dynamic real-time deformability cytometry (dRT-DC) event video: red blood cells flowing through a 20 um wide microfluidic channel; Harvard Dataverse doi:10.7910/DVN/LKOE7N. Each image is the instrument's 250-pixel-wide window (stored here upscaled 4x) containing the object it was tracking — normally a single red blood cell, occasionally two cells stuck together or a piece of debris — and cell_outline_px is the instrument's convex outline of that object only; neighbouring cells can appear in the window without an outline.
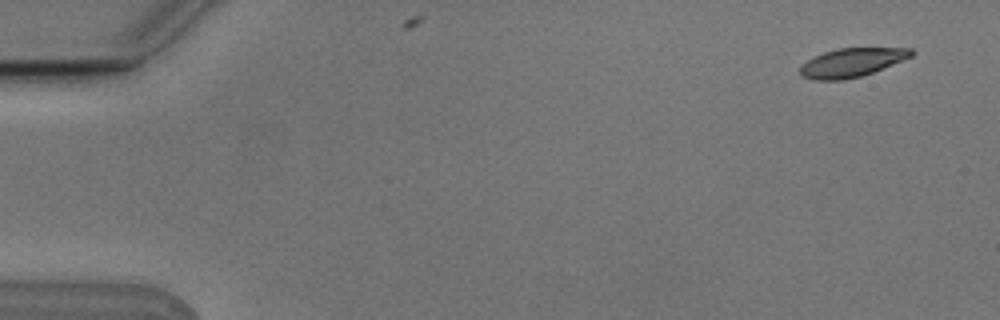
{"species": "Egyptian fruit bat (a non-hibernating species)", "species_latin": "Rousettus aegyptiacus", "temperature_condition": "cold", "stored_images_in_passage": 4, "camera_frame_rate_fps": 3000, "um_per_image_px": 0.085, "animal": {"sex": "male"}, "frame": {"image": 1, "passage_image": 1, "time_ms": 0.0, "image_size_px": [1000, 320], "cell_outline_px": [[916, 52], [912, 56], [872, 72], [860, 76], [844, 80], [812, 80], [800, 76], [800, 68], [808, 60], [824, 52], [840, 48], [912, 48]], "centroid_in_image_um": [72.4, 5.32], "position_along_channel_um": 12.6, "area_um2": 18.38}}
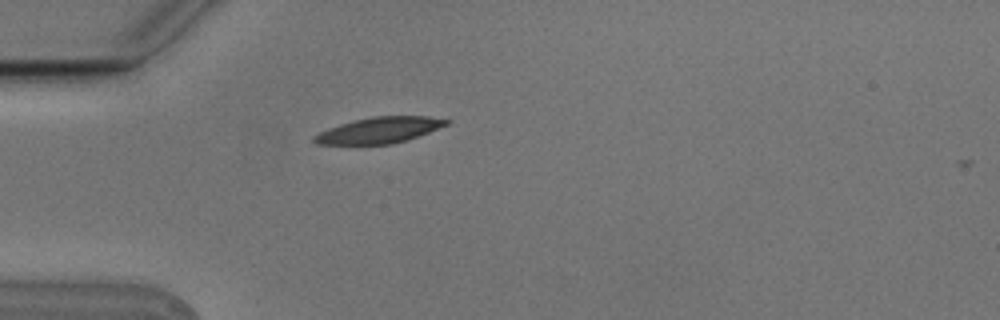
{"frame": {"image": 2, "passage_image": 4, "time_ms": 1.0, "image_size_px": [1000, 320], "cell_outline_px": [[452, 120], [448, 124], [428, 132], [392, 144], [316, 144], [312, 140], [312, 136], [328, 128], [340, 124], [372, 116], [428, 116]], "centroid_in_image_um": [32.22, 11.06], "position_along_channel_um": 52.8, "area_um2": 19.77}}